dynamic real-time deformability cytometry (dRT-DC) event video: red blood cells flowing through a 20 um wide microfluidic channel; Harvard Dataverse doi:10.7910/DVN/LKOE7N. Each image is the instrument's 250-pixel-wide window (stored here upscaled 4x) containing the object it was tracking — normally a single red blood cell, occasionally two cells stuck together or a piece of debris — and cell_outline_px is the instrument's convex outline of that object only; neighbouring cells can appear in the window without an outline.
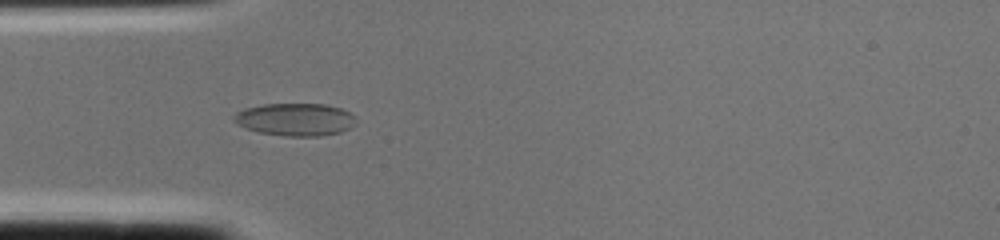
{"species": "common noctule bat (a hibernating species)", "species_latin": "Nyctalus noctula", "temperature_condition": "cold", "stored_images_in_passage": 2, "camera_frame_rate_fps": 3000, "um_per_image_px": 0.085, "animal": {"sex": "female", "body_mass_g": 22.0, "forearm_length_mm": 56.7}, "frame": {"image": 1, "passage_image": 2, "time_ms": 0.333, "image_size_px": [1000, 240], "cell_outline_px": [[356, 124], [340, 132], [320, 136], [284, 136], [260, 132], [244, 128], [236, 124], [232, 120], [232, 116], [236, 112], [244, 108], [264, 104], [324, 104], [340, 108], [356, 116]], "centroid_in_image_um": [25.06, 10.15], "position_along_channel_um": 59.9, "area_um2": 23.35}}